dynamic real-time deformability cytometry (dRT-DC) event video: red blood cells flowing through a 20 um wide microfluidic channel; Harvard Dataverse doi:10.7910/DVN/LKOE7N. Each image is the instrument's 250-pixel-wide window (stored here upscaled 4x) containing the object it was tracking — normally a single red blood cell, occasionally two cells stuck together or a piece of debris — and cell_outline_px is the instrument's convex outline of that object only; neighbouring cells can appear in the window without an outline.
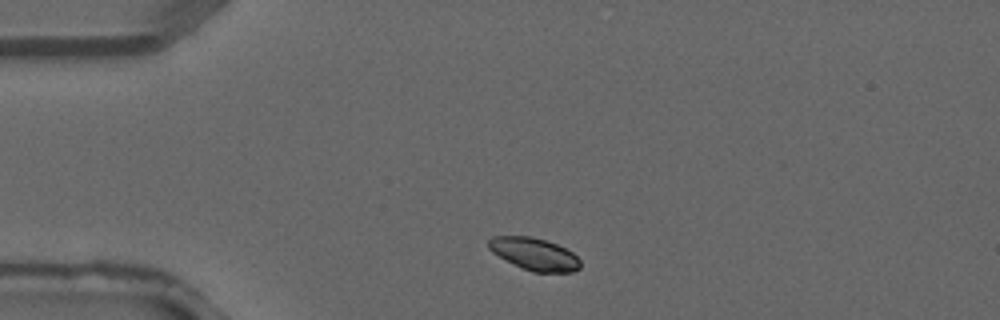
{"species": "common noctule bat (a hibernating species)", "species_latin": "Nyctalus noctula", "temperature_condition": "warm", "stored_images_in_passage": 2, "camera_frame_rate_fps": 3000, "um_per_image_px": 0.085, "animal": {"sex": "male", "forearm_length_mm": 52.5}, "frame": {"image": 1, "passage_image": 1, "time_ms": 0.0, "image_size_px": [1000, 320], "cell_outline_px": [[580, 268], [572, 272], [532, 272], [492, 252], [488, 248], [488, 240], [492, 236], [528, 236], [544, 240], [556, 244], [572, 252], [580, 260]], "centroid_in_image_um": [45.43, 21.58], "position_along_channel_um": 39.6, "area_um2": 16.94}}